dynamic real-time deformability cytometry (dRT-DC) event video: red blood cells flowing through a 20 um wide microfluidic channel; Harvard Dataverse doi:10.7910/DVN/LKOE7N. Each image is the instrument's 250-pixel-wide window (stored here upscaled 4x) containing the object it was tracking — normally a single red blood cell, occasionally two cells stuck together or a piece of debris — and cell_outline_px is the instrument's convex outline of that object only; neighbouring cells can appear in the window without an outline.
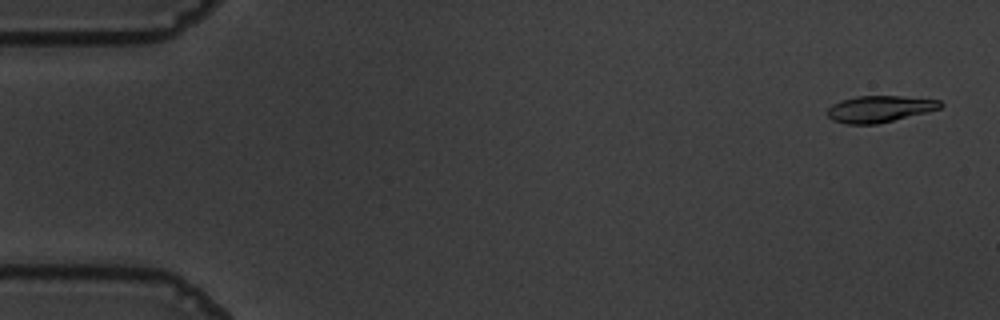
{"species": "common noctule bat (a hibernating species)", "species_latin": "Nyctalus noctula", "temperature_condition": "warm", "stored_images_in_passage": 55, "camera_frame_rate_fps": 3000, "um_per_image_px": 0.085, "animal": {"sex": "male", "body_mass_g": 19.5, "forearm_length_mm": 54.6}, "frame": {"image": 1, "passage_image": 2, "time_ms": 0.333, "image_size_px": [1000, 320], "cell_outline_px": [[944, 104], [940, 108], [928, 112], [876, 124], [844, 124], [832, 120], [828, 116], [828, 108], [832, 104], [840, 100], [856, 96], [900, 96], [940, 100]], "centroid_in_image_um": [74.75, 9.26], "position_along_channel_um": 10.2, "area_um2": 17.51}}
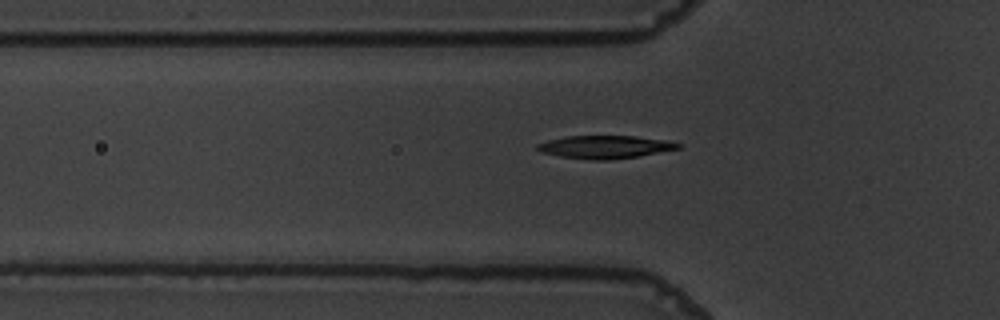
{"frame": {"image": 2, "passage_image": 18, "time_ms": 5.667, "image_size_px": [1000, 320], "cell_outline_px": [[684, 144], [680, 148], [640, 156], [608, 160], [592, 160], [560, 156], [540, 152], [536, 148], [536, 144], [548, 140], [568, 136], [636, 136], [668, 140]], "centroid_in_image_um": [51.46, 12.49], "position_along_channel_um": 74.3, "area_um2": 18.9}}
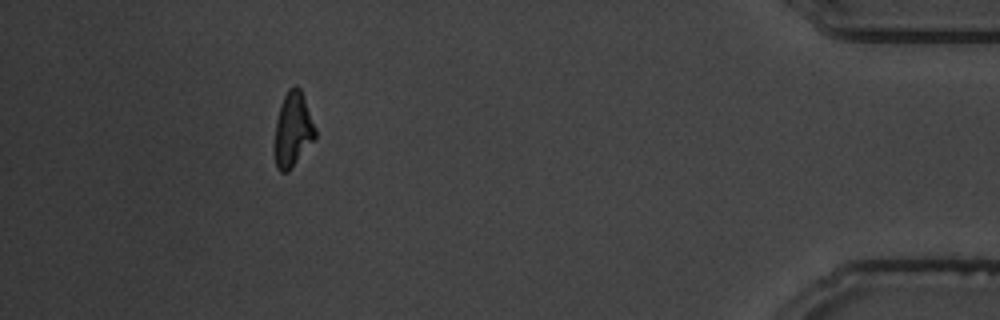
{"frame": {"image": 3, "passage_image": 50, "time_ms": 16.333, "image_size_px": [1000, 320], "cell_outline_px": [[316, 136], [288, 172], [280, 172], [276, 168], [276, 120], [284, 96], [288, 88], [296, 84], [300, 88], [316, 128]], "centroid_in_image_um": [24.91, 10.99], "position_along_channel_um": 410.3, "area_um2": 17.17}, "authors_computed_cell_mechanics": {"area_um2": 18.4382, "velocity_mm_per_s": 3.6762, "shape_relaxation_time_tau1_ms": 3.3852, "shape_relaxation_time_tau2_ms": 2.5613, "deformation_change_tau1": 0.1707, "deformation_change_tau2": 0.0845}}